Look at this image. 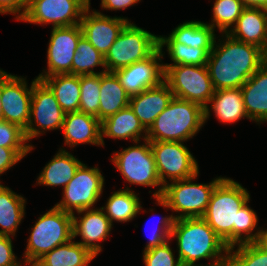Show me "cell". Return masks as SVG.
Here are the masks:
<instances>
[{
  "label": "cell",
  "instance_id": "obj_1",
  "mask_svg": "<svg viewBox=\"0 0 267 266\" xmlns=\"http://www.w3.org/2000/svg\"><path fill=\"white\" fill-rule=\"evenodd\" d=\"M249 199L246 189L229 178H223L211 194L202 218L228 247L256 242L259 237L260 230L252 234L258 218L247 205Z\"/></svg>",
  "mask_w": 267,
  "mask_h": 266
},
{
  "label": "cell",
  "instance_id": "obj_2",
  "mask_svg": "<svg viewBox=\"0 0 267 266\" xmlns=\"http://www.w3.org/2000/svg\"><path fill=\"white\" fill-rule=\"evenodd\" d=\"M215 43L216 40L206 65L214 90L241 88L267 61L261 48L235 40L227 33L224 44Z\"/></svg>",
  "mask_w": 267,
  "mask_h": 266
},
{
  "label": "cell",
  "instance_id": "obj_3",
  "mask_svg": "<svg viewBox=\"0 0 267 266\" xmlns=\"http://www.w3.org/2000/svg\"><path fill=\"white\" fill-rule=\"evenodd\" d=\"M174 237L182 266H199L195 262L203 258L215 259L206 266H226L229 247L202 217L176 219L170 235Z\"/></svg>",
  "mask_w": 267,
  "mask_h": 266
},
{
  "label": "cell",
  "instance_id": "obj_4",
  "mask_svg": "<svg viewBox=\"0 0 267 266\" xmlns=\"http://www.w3.org/2000/svg\"><path fill=\"white\" fill-rule=\"evenodd\" d=\"M204 123L201 105L173 97L147 130L146 139L150 142H183L193 137Z\"/></svg>",
  "mask_w": 267,
  "mask_h": 266
},
{
  "label": "cell",
  "instance_id": "obj_5",
  "mask_svg": "<svg viewBox=\"0 0 267 266\" xmlns=\"http://www.w3.org/2000/svg\"><path fill=\"white\" fill-rule=\"evenodd\" d=\"M72 217L55 206L39 217L28 239L24 262L33 265L45 253L73 239Z\"/></svg>",
  "mask_w": 267,
  "mask_h": 266
},
{
  "label": "cell",
  "instance_id": "obj_6",
  "mask_svg": "<svg viewBox=\"0 0 267 266\" xmlns=\"http://www.w3.org/2000/svg\"><path fill=\"white\" fill-rule=\"evenodd\" d=\"M197 176L198 173L190 178L167 183L161 197L156 198L159 205L181 212L180 215L173 216L175 220L202 217L215 186L223 179V177L216 178L208 185L192 183L191 180Z\"/></svg>",
  "mask_w": 267,
  "mask_h": 266
},
{
  "label": "cell",
  "instance_id": "obj_7",
  "mask_svg": "<svg viewBox=\"0 0 267 266\" xmlns=\"http://www.w3.org/2000/svg\"><path fill=\"white\" fill-rule=\"evenodd\" d=\"M164 81L174 97L197 103L204 108V121L209 118L207 106L214 94V88L206 65L163 66Z\"/></svg>",
  "mask_w": 267,
  "mask_h": 266
},
{
  "label": "cell",
  "instance_id": "obj_8",
  "mask_svg": "<svg viewBox=\"0 0 267 266\" xmlns=\"http://www.w3.org/2000/svg\"><path fill=\"white\" fill-rule=\"evenodd\" d=\"M159 48V37L129 22L104 56L107 72L142 61Z\"/></svg>",
  "mask_w": 267,
  "mask_h": 266
},
{
  "label": "cell",
  "instance_id": "obj_9",
  "mask_svg": "<svg viewBox=\"0 0 267 266\" xmlns=\"http://www.w3.org/2000/svg\"><path fill=\"white\" fill-rule=\"evenodd\" d=\"M145 144L131 146L116 153L112 158L115 166L121 172L125 180L130 184L142 186H160L153 196L161 197L164 186L162 185L155 165V158L150 146V141L145 139Z\"/></svg>",
  "mask_w": 267,
  "mask_h": 266
},
{
  "label": "cell",
  "instance_id": "obj_10",
  "mask_svg": "<svg viewBox=\"0 0 267 266\" xmlns=\"http://www.w3.org/2000/svg\"><path fill=\"white\" fill-rule=\"evenodd\" d=\"M104 177L97 167L88 168L81 164L72 180L63 187V199L55 205L56 208L64 212L74 214L77 212L91 209L102 194Z\"/></svg>",
  "mask_w": 267,
  "mask_h": 266
},
{
  "label": "cell",
  "instance_id": "obj_11",
  "mask_svg": "<svg viewBox=\"0 0 267 266\" xmlns=\"http://www.w3.org/2000/svg\"><path fill=\"white\" fill-rule=\"evenodd\" d=\"M155 158L158 177L163 186L166 177L171 181L190 178L199 173L198 163L193 155L181 142H150Z\"/></svg>",
  "mask_w": 267,
  "mask_h": 266
},
{
  "label": "cell",
  "instance_id": "obj_12",
  "mask_svg": "<svg viewBox=\"0 0 267 266\" xmlns=\"http://www.w3.org/2000/svg\"><path fill=\"white\" fill-rule=\"evenodd\" d=\"M90 0H30L21 21L66 27L80 24ZM77 19V20H76Z\"/></svg>",
  "mask_w": 267,
  "mask_h": 266
},
{
  "label": "cell",
  "instance_id": "obj_13",
  "mask_svg": "<svg viewBox=\"0 0 267 266\" xmlns=\"http://www.w3.org/2000/svg\"><path fill=\"white\" fill-rule=\"evenodd\" d=\"M65 114L51 89L42 80L34 79L30 120L24 130L27 141L37 137L44 130L62 129Z\"/></svg>",
  "mask_w": 267,
  "mask_h": 266
},
{
  "label": "cell",
  "instance_id": "obj_14",
  "mask_svg": "<svg viewBox=\"0 0 267 266\" xmlns=\"http://www.w3.org/2000/svg\"><path fill=\"white\" fill-rule=\"evenodd\" d=\"M33 81L30 89L24 78L1 70L2 120L26 129L30 120Z\"/></svg>",
  "mask_w": 267,
  "mask_h": 266
},
{
  "label": "cell",
  "instance_id": "obj_15",
  "mask_svg": "<svg viewBox=\"0 0 267 266\" xmlns=\"http://www.w3.org/2000/svg\"><path fill=\"white\" fill-rule=\"evenodd\" d=\"M83 35L81 25L53 27L47 50L48 71L39 74L37 79L42 80L56 74H71L73 57L80 37Z\"/></svg>",
  "mask_w": 267,
  "mask_h": 266
},
{
  "label": "cell",
  "instance_id": "obj_16",
  "mask_svg": "<svg viewBox=\"0 0 267 266\" xmlns=\"http://www.w3.org/2000/svg\"><path fill=\"white\" fill-rule=\"evenodd\" d=\"M161 57L162 50L158 48L150 57L114 72L130 96L158 86L164 80L163 64L158 62Z\"/></svg>",
  "mask_w": 267,
  "mask_h": 266
},
{
  "label": "cell",
  "instance_id": "obj_17",
  "mask_svg": "<svg viewBox=\"0 0 267 266\" xmlns=\"http://www.w3.org/2000/svg\"><path fill=\"white\" fill-rule=\"evenodd\" d=\"M89 9L90 6L80 21L83 36L105 56L129 21L121 17L110 18L97 11L91 14Z\"/></svg>",
  "mask_w": 267,
  "mask_h": 266
},
{
  "label": "cell",
  "instance_id": "obj_18",
  "mask_svg": "<svg viewBox=\"0 0 267 266\" xmlns=\"http://www.w3.org/2000/svg\"><path fill=\"white\" fill-rule=\"evenodd\" d=\"M103 211L101 208L79 211L78 214L85 212L79 220L72 214L73 239L80 235L83 241L78 243L96 256L102 249L101 245L94 242L104 241L112 228L109 218Z\"/></svg>",
  "mask_w": 267,
  "mask_h": 266
},
{
  "label": "cell",
  "instance_id": "obj_19",
  "mask_svg": "<svg viewBox=\"0 0 267 266\" xmlns=\"http://www.w3.org/2000/svg\"><path fill=\"white\" fill-rule=\"evenodd\" d=\"M173 97L174 94L169 85L163 80L158 86L130 96L129 107L134 111L143 127L148 130Z\"/></svg>",
  "mask_w": 267,
  "mask_h": 266
},
{
  "label": "cell",
  "instance_id": "obj_20",
  "mask_svg": "<svg viewBox=\"0 0 267 266\" xmlns=\"http://www.w3.org/2000/svg\"><path fill=\"white\" fill-rule=\"evenodd\" d=\"M227 34L235 40L255 45L267 54V10L245 8Z\"/></svg>",
  "mask_w": 267,
  "mask_h": 266
},
{
  "label": "cell",
  "instance_id": "obj_21",
  "mask_svg": "<svg viewBox=\"0 0 267 266\" xmlns=\"http://www.w3.org/2000/svg\"><path fill=\"white\" fill-rule=\"evenodd\" d=\"M62 130L65 145L70 147L81 143L102 145L101 122L93 115L80 111L66 113Z\"/></svg>",
  "mask_w": 267,
  "mask_h": 266
},
{
  "label": "cell",
  "instance_id": "obj_22",
  "mask_svg": "<svg viewBox=\"0 0 267 266\" xmlns=\"http://www.w3.org/2000/svg\"><path fill=\"white\" fill-rule=\"evenodd\" d=\"M248 119L267 122V61L241 86Z\"/></svg>",
  "mask_w": 267,
  "mask_h": 266
},
{
  "label": "cell",
  "instance_id": "obj_23",
  "mask_svg": "<svg viewBox=\"0 0 267 266\" xmlns=\"http://www.w3.org/2000/svg\"><path fill=\"white\" fill-rule=\"evenodd\" d=\"M143 131L145 140L147 130L128 106L101 122V143L104 146V136L124 140L131 138L135 143H138Z\"/></svg>",
  "mask_w": 267,
  "mask_h": 266
},
{
  "label": "cell",
  "instance_id": "obj_24",
  "mask_svg": "<svg viewBox=\"0 0 267 266\" xmlns=\"http://www.w3.org/2000/svg\"><path fill=\"white\" fill-rule=\"evenodd\" d=\"M130 95L114 72L101 74L99 121L107 119L129 106Z\"/></svg>",
  "mask_w": 267,
  "mask_h": 266
},
{
  "label": "cell",
  "instance_id": "obj_25",
  "mask_svg": "<svg viewBox=\"0 0 267 266\" xmlns=\"http://www.w3.org/2000/svg\"><path fill=\"white\" fill-rule=\"evenodd\" d=\"M72 240L45 253L33 266H88L96 255Z\"/></svg>",
  "mask_w": 267,
  "mask_h": 266
},
{
  "label": "cell",
  "instance_id": "obj_26",
  "mask_svg": "<svg viewBox=\"0 0 267 266\" xmlns=\"http://www.w3.org/2000/svg\"><path fill=\"white\" fill-rule=\"evenodd\" d=\"M42 81L51 89L65 113L79 111L80 76L71 74H56L45 77Z\"/></svg>",
  "mask_w": 267,
  "mask_h": 266
},
{
  "label": "cell",
  "instance_id": "obj_27",
  "mask_svg": "<svg viewBox=\"0 0 267 266\" xmlns=\"http://www.w3.org/2000/svg\"><path fill=\"white\" fill-rule=\"evenodd\" d=\"M81 164L80 160L61 149L44 167L37 179L38 184L46 186L63 185L65 187L72 180Z\"/></svg>",
  "mask_w": 267,
  "mask_h": 266
},
{
  "label": "cell",
  "instance_id": "obj_28",
  "mask_svg": "<svg viewBox=\"0 0 267 266\" xmlns=\"http://www.w3.org/2000/svg\"><path fill=\"white\" fill-rule=\"evenodd\" d=\"M220 122L234 123L247 117L241 88L215 90L209 103Z\"/></svg>",
  "mask_w": 267,
  "mask_h": 266
},
{
  "label": "cell",
  "instance_id": "obj_29",
  "mask_svg": "<svg viewBox=\"0 0 267 266\" xmlns=\"http://www.w3.org/2000/svg\"><path fill=\"white\" fill-rule=\"evenodd\" d=\"M25 213V199L0 184V235H15Z\"/></svg>",
  "mask_w": 267,
  "mask_h": 266
},
{
  "label": "cell",
  "instance_id": "obj_30",
  "mask_svg": "<svg viewBox=\"0 0 267 266\" xmlns=\"http://www.w3.org/2000/svg\"><path fill=\"white\" fill-rule=\"evenodd\" d=\"M170 36L176 42L196 49H212L216 39L214 29L201 21H187L180 24Z\"/></svg>",
  "mask_w": 267,
  "mask_h": 266
},
{
  "label": "cell",
  "instance_id": "obj_31",
  "mask_svg": "<svg viewBox=\"0 0 267 266\" xmlns=\"http://www.w3.org/2000/svg\"><path fill=\"white\" fill-rule=\"evenodd\" d=\"M141 208L139 198L128 187L125 190L114 192L109 197L105 207H101L103 210L106 209L104 213L109 218L111 224L113 220L119 222L132 220Z\"/></svg>",
  "mask_w": 267,
  "mask_h": 266
},
{
  "label": "cell",
  "instance_id": "obj_32",
  "mask_svg": "<svg viewBox=\"0 0 267 266\" xmlns=\"http://www.w3.org/2000/svg\"><path fill=\"white\" fill-rule=\"evenodd\" d=\"M167 46L168 54L174 64H163V66L172 65H207L209 53L212 49H196L176 42L170 35L169 37L159 36V49Z\"/></svg>",
  "mask_w": 267,
  "mask_h": 266
},
{
  "label": "cell",
  "instance_id": "obj_33",
  "mask_svg": "<svg viewBox=\"0 0 267 266\" xmlns=\"http://www.w3.org/2000/svg\"><path fill=\"white\" fill-rule=\"evenodd\" d=\"M104 67V71L94 72L96 66ZM105 69L104 56L82 35L79 39L72 62V75L82 76L102 74Z\"/></svg>",
  "mask_w": 267,
  "mask_h": 266
},
{
  "label": "cell",
  "instance_id": "obj_34",
  "mask_svg": "<svg viewBox=\"0 0 267 266\" xmlns=\"http://www.w3.org/2000/svg\"><path fill=\"white\" fill-rule=\"evenodd\" d=\"M234 248L228 249L226 266H267V252L256 242L239 244L232 251Z\"/></svg>",
  "mask_w": 267,
  "mask_h": 266
},
{
  "label": "cell",
  "instance_id": "obj_35",
  "mask_svg": "<svg viewBox=\"0 0 267 266\" xmlns=\"http://www.w3.org/2000/svg\"><path fill=\"white\" fill-rule=\"evenodd\" d=\"M101 74L80 76L79 111L99 119Z\"/></svg>",
  "mask_w": 267,
  "mask_h": 266
},
{
  "label": "cell",
  "instance_id": "obj_36",
  "mask_svg": "<svg viewBox=\"0 0 267 266\" xmlns=\"http://www.w3.org/2000/svg\"><path fill=\"white\" fill-rule=\"evenodd\" d=\"M245 8L240 0H216L212 11L213 20L209 25L213 29L217 27L220 32L226 34L230 26L236 24Z\"/></svg>",
  "mask_w": 267,
  "mask_h": 266
},
{
  "label": "cell",
  "instance_id": "obj_37",
  "mask_svg": "<svg viewBox=\"0 0 267 266\" xmlns=\"http://www.w3.org/2000/svg\"><path fill=\"white\" fill-rule=\"evenodd\" d=\"M24 129L14 123L0 119V147L5 148H31L27 145Z\"/></svg>",
  "mask_w": 267,
  "mask_h": 266
},
{
  "label": "cell",
  "instance_id": "obj_38",
  "mask_svg": "<svg viewBox=\"0 0 267 266\" xmlns=\"http://www.w3.org/2000/svg\"><path fill=\"white\" fill-rule=\"evenodd\" d=\"M168 242L166 241L162 245L144 250L143 260L145 266H182L179 258L175 261Z\"/></svg>",
  "mask_w": 267,
  "mask_h": 266
},
{
  "label": "cell",
  "instance_id": "obj_39",
  "mask_svg": "<svg viewBox=\"0 0 267 266\" xmlns=\"http://www.w3.org/2000/svg\"><path fill=\"white\" fill-rule=\"evenodd\" d=\"M174 217L173 215L169 216V217H163L162 220H160V227L158 229H154L152 232V235L150 237V240L148 242V244L145 247V250L151 249L153 247L162 245L163 243H165L166 241L170 240V235H171V231L173 229V224H174Z\"/></svg>",
  "mask_w": 267,
  "mask_h": 266
},
{
  "label": "cell",
  "instance_id": "obj_40",
  "mask_svg": "<svg viewBox=\"0 0 267 266\" xmlns=\"http://www.w3.org/2000/svg\"><path fill=\"white\" fill-rule=\"evenodd\" d=\"M32 149L33 146L31 148L0 147V174L10 169V167L20 161Z\"/></svg>",
  "mask_w": 267,
  "mask_h": 266
},
{
  "label": "cell",
  "instance_id": "obj_41",
  "mask_svg": "<svg viewBox=\"0 0 267 266\" xmlns=\"http://www.w3.org/2000/svg\"><path fill=\"white\" fill-rule=\"evenodd\" d=\"M28 2V0H0V13H19L16 19L21 20L27 11Z\"/></svg>",
  "mask_w": 267,
  "mask_h": 266
},
{
  "label": "cell",
  "instance_id": "obj_42",
  "mask_svg": "<svg viewBox=\"0 0 267 266\" xmlns=\"http://www.w3.org/2000/svg\"><path fill=\"white\" fill-rule=\"evenodd\" d=\"M12 248L10 236L0 235V266H7L17 262Z\"/></svg>",
  "mask_w": 267,
  "mask_h": 266
},
{
  "label": "cell",
  "instance_id": "obj_43",
  "mask_svg": "<svg viewBox=\"0 0 267 266\" xmlns=\"http://www.w3.org/2000/svg\"><path fill=\"white\" fill-rule=\"evenodd\" d=\"M140 0H101V6L104 9L120 10L136 4Z\"/></svg>",
  "mask_w": 267,
  "mask_h": 266
},
{
  "label": "cell",
  "instance_id": "obj_44",
  "mask_svg": "<svg viewBox=\"0 0 267 266\" xmlns=\"http://www.w3.org/2000/svg\"><path fill=\"white\" fill-rule=\"evenodd\" d=\"M246 8H262L267 10V0H240Z\"/></svg>",
  "mask_w": 267,
  "mask_h": 266
},
{
  "label": "cell",
  "instance_id": "obj_45",
  "mask_svg": "<svg viewBox=\"0 0 267 266\" xmlns=\"http://www.w3.org/2000/svg\"><path fill=\"white\" fill-rule=\"evenodd\" d=\"M256 243L267 252V230H260Z\"/></svg>",
  "mask_w": 267,
  "mask_h": 266
},
{
  "label": "cell",
  "instance_id": "obj_46",
  "mask_svg": "<svg viewBox=\"0 0 267 266\" xmlns=\"http://www.w3.org/2000/svg\"><path fill=\"white\" fill-rule=\"evenodd\" d=\"M0 119H2V102H1V69H0Z\"/></svg>",
  "mask_w": 267,
  "mask_h": 266
},
{
  "label": "cell",
  "instance_id": "obj_47",
  "mask_svg": "<svg viewBox=\"0 0 267 266\" xmlns=\"http://www.w3.org/2000/svg\"><path fill=\"white\" fill-rule=\"evenodd\" d=\"M7 266H21V264H20V262L18 261V262H15V263H13V264H9V265H7ZM30 266H33V265L30 264Z\"/></svg>",
  "mask_w": 267,
  "mask_h": 266
}]
</instances>
